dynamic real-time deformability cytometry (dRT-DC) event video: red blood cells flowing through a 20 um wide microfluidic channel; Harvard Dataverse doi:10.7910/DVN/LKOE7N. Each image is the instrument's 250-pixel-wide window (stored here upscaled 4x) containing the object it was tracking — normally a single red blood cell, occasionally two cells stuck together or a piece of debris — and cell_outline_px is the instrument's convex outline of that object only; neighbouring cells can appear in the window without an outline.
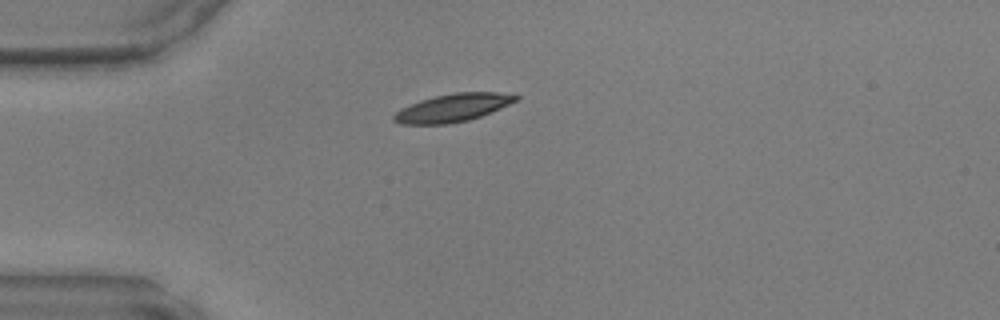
{"species": "common noctule bat (a hibernating species)", "species_latin": "Nyctalus noctula", "temperature_condition": "warm", "stored_images_in_passage": 36, "camera_frame_rate_fps": 3000, "um_per_image_px": 0.085, "animal": {"sex": "male", "body_mass_g": 17.9, "forearm_length_mm": 54.2}, "frame": {"image": 1, "passage_image": 1, "time_ms": 0.0, "image_size_px": [1000, 320], "cell_outline_px": [[520, 100], [480, 116], [468, 120], [448, 124], [400, 124], [392, 120], [392, 116], [400, 108], [420, 100], [436, 96], [456, 92], [496, 92], [520, 96]], "centroid_in_image_um": [38.47, 9.16], "position_along_channel_um": 46.5, "area_um2": 19.83}}
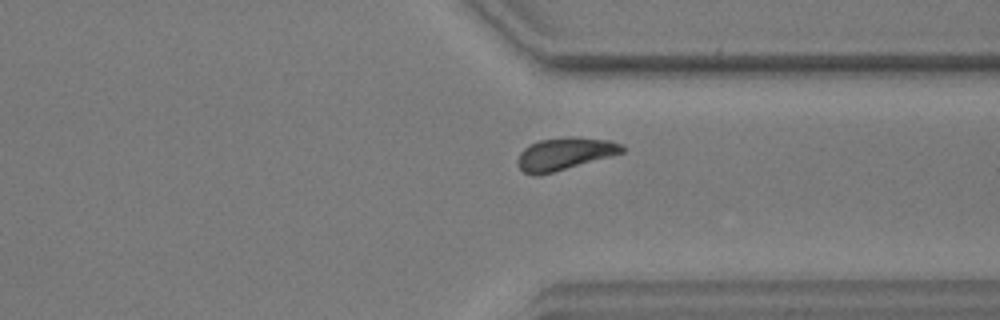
{"frame": {"image": 2, "passage_image": 25, "time_ms": 8.0, "image_size_px": [1000, 320], "cell_outline_px": [[624, 152], [612, 156], [552, 172], [536, 176], [532, 176], [524, 172], [520, 168], [516, 160], [520, 152], [524, 148], [540, 140], [568, 136], [572, 136], [608, 140], [620, 144], [624, 148]], "centroid_in_image_um": [47.97, 13.07], "position_along_channel_um": 363.4, "area_um2": 19.59}}
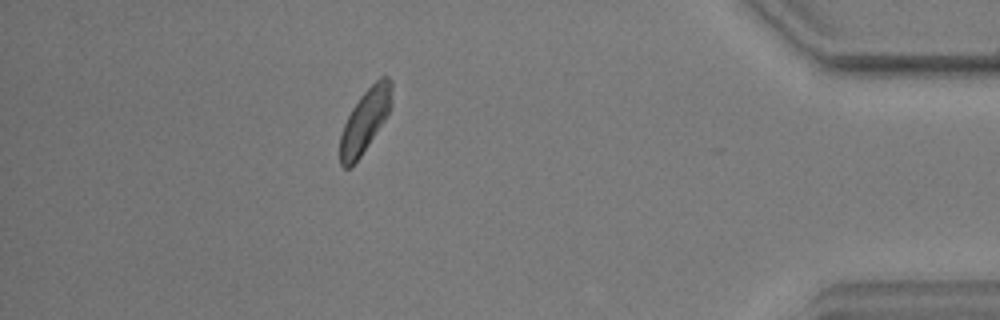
{"frame": {"image": 3, "passage_image": 31, "time_ms": 10.0, "image_size_px": [1000, 320], "cell_outline_px": [[392, 108], [352, 168], [344, 168], [340, 164], [340, 136], [344, 124], [352, 108], [360, 96], [380, 76], [388, 76], [392, 80]], "centroid_in_image_um": [31.04, 10.23], "position_along_channel_um": 404.2, "area_um2": 18.96}}